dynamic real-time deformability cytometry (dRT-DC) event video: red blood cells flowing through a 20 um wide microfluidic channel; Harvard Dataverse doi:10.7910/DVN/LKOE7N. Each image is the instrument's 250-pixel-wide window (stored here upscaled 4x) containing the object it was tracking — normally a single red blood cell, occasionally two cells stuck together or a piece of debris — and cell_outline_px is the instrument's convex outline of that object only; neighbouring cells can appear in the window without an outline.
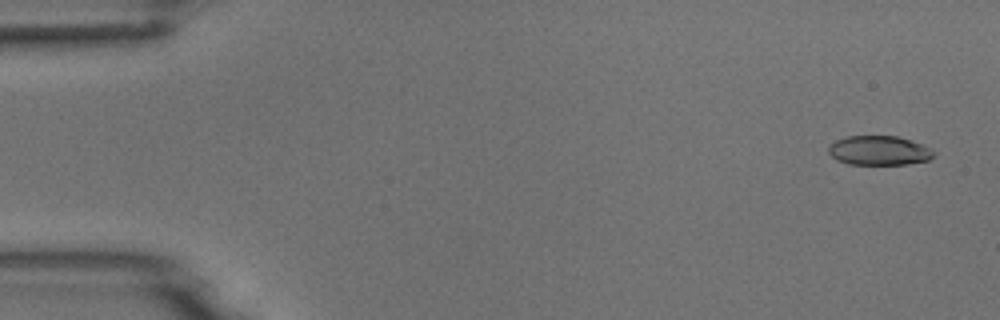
{"species": "common noctule bat (a hibernating species)", "species_latin": "Nyctalus noctula", "temperature_condition": "room temperature", "stored_images_in_passage": 7, "camera_frame_rate_fps": 3000, "um_per_image_px": 0.085, "animal": {"sex": "male", "body_mass_g": 18.8}, "frame": {"image": 1, "passage_image": 1, "time_ms": 0.0, "image_size_px": [1000, 320], "cell_outline_px": [[936, 152], [928, 160], [908, 164], [848, 164], [836, 160], [828, 152], [828, 144], [836, 140], [848, 136], [896, 136], [912, 140], [932, 148]], "centroid_in_image_um": [74.72, 12.79], "position_along_channel_um": 10.3, "area_um2": 18.15}}
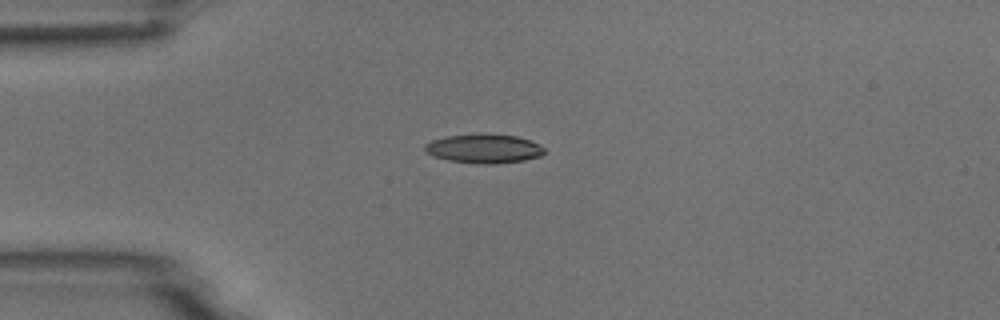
{"frame": {"image": 2, "passage_image": 4, "time_ms": 3.667, "image_size_px": [1000, 320], "cell_outline_px": [[544, 152], [540, 156], [524, 160], [492, 164], [480, 164], [448, 160], [432, 156], [424, 148], [424, 144], [432, 140], [444, 136], [516, 136], [528, 140], [544, 148]], "centroid_in_image_um": [41.09, 12.67], "position_along_channel_um": 43.9, "area_um2": 19.36}}